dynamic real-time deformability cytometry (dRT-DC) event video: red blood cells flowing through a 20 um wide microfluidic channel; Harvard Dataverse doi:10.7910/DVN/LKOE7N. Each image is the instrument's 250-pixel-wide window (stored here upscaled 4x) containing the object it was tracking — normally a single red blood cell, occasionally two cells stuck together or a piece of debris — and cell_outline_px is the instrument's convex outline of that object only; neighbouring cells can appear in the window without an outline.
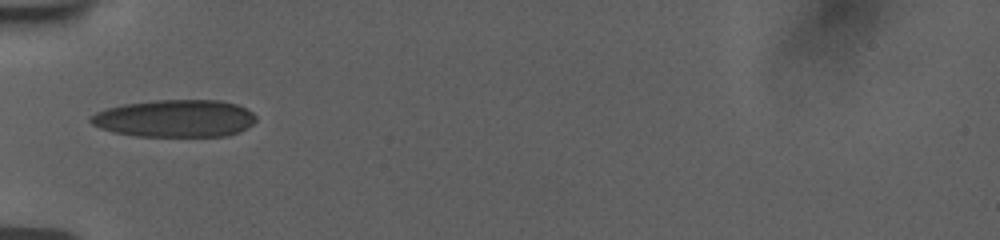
{"species": "human", "species_latin": "Homo sapiens", "temperature_condition": "room temperature", "stored_images_in_passage": 43, "camera_frame_rate_fps": 3000, "um_per_image_px": 0.085, "donor": {"sex": "female"}, "frame": {"image": 1, "passage_image": 1, "time_ms": 0.0, "image_size_px": [1000, 240], "cell_outline_px": [[256, 120], [252, 124], [240, 132], [228, 136], [136, 136], [112, 132], [100, 128], [92, 124], [88, 120], [88, 116], [104, 108], [124, 104], [156, 100], [220, 100], [236, 104], [252, 112], [256, 116]], "centroid_in_image_um": [14.84, 10.07], "position_along_channel_um": 70.2, "area_um2": 36.3}}
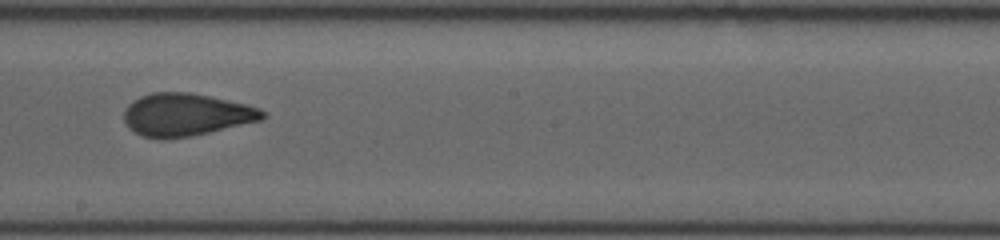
{"frame": {"image": 2, "passage_image": 16, "time_ms": 4.333, "image_size_px": [1000, 240], "cell_outline_px": [[268, 116], [264, 120], [208, 132], [188, 136], [156, 140], [144, 136], [128, 128], [124, 120], [124, 112], [128, 104], [140, 96], [152, 92], [188, 92], [208, 96], [244, 104], [260, 108], [268, 112]], "centroid_in_image_um": [15.83, 9.75], "position_along_channel_um": 232.4, "area_um2": 34.39}}
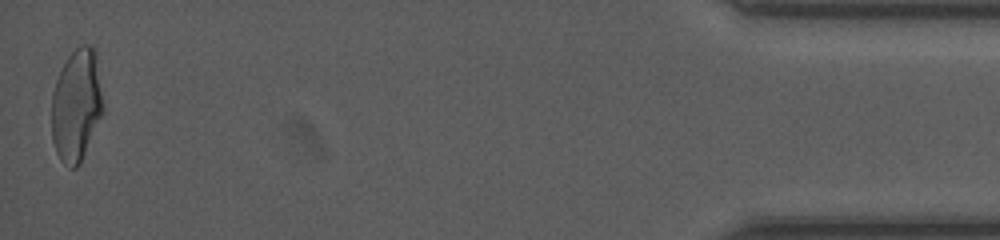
{"frame": {"image": 3, "passage_image": 43, "time_ms": 11.667, "image_size_px": [1000, 240], "cell_outline_px": [[104, 112], [80, 164], [76, 168], [68, 168], [60, 160], [56, 152], [52, 140], [52, 92], [56, 80], [68, 56], [80, 44], [92, 44], [96, 52], [104, 104]], "centroid_in_image_um": [6.52, 8.95], "position_along_channel_um": 428.7, "area_um2": 34.22}, "authors_computed_cell_mechanics": {"area_um2": 34.1598, "velocity_mm_per_s": 3.7677, "shape_relaxation_time_tau1_ms": null, "shape_relaxation_time_tau2_ms": 1.3234, "deformation_change_tau1": null, "deformation_change_tau2": 0.082}}